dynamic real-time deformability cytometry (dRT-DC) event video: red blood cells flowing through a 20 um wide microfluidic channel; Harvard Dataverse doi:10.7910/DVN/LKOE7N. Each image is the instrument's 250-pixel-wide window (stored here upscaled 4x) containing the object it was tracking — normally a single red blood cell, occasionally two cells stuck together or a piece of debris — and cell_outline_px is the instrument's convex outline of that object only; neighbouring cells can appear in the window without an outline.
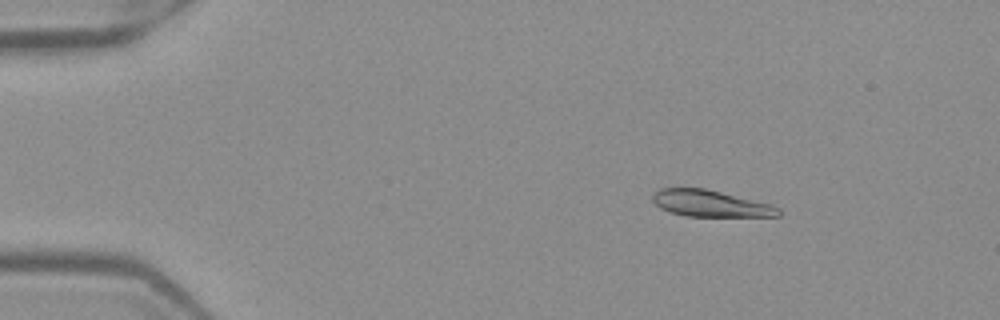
{"species": "Egyptian fruit bat (a non-hibernating species)", "species_latin": "Rousettus aegyptiacus", "temperature_condition": "warm", "stored_images_in_passage": 51, "camera_frame_rate_fps": 3000, "um_per_image_px": 0.085, "frame": {"image": 1, "passage_image": 7, "time_ms": 2.0, "image_size_px": [1000, 320], "cell_outline_px": [[780, 216], [684, 216], [668, 212], [660, 208], [652, 200], [652, 196], [660, 188], [704, 188], [768, 204], [780, 208]], "centroid_in_image_um": [60.33, 17.3], "position_along_channel_um": 24.7, "area_um2": 19.13}}
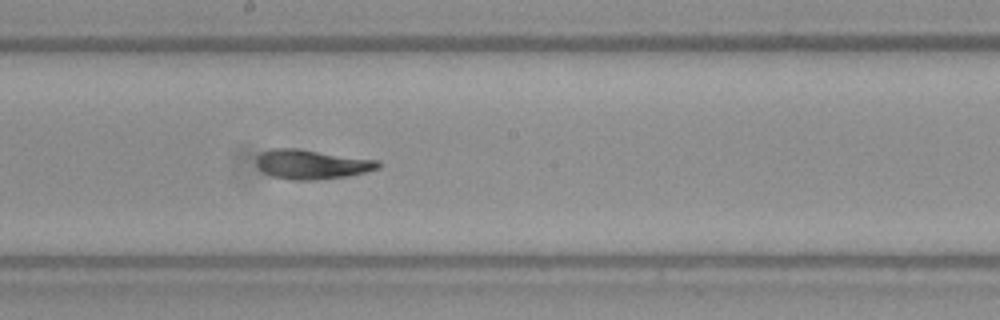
{"frame": {"image": 2, "passage_image": 28, "time_ms": 9.0, "image_size_px": [1000, 320], "cell_outline_px": [[380, 168], [348, 176], [316, 180], [292, 180], [272, 176], [264, 172], [256, 164], [256, 156], [260, 152], [272, 148], [300, 148], [380, 160]], "centroid_in_image_um": [26.5, 13.95], "position_along_channel_um": 221.7, "area_um2": 21.21}}
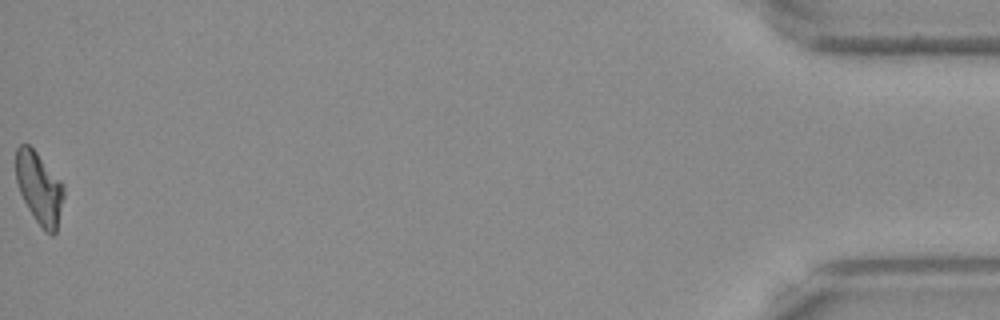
{"frame": {"image": 3, "passage_image": 51, "time_ms": 16.667, "image_size_px": [1000, 320], "cell_outline_px": [[64, 196], [56, 232], [52, 236], [44, 232], [28, 208], [20, 192], [16, 180], [16, 148], [20, 144], [28, 144], [36, 152], [64, 184]], "centroid_in_image_um": [3.35, 16.0], "position_along_channel_um": 431.9, "area_um2": 19.94}, "authors_computed_cell_mechanics": {"area_um2": 20.6346, "velocity_mm_per_s": 3.9831, "shape_relaxation_time_tau1_ms": 3.3832, "shape_relaxation_time_tau2_ms": 1.4047, "deformation_change_tau1": 0.1612, "deformation_change_tau2": 0.0808}}